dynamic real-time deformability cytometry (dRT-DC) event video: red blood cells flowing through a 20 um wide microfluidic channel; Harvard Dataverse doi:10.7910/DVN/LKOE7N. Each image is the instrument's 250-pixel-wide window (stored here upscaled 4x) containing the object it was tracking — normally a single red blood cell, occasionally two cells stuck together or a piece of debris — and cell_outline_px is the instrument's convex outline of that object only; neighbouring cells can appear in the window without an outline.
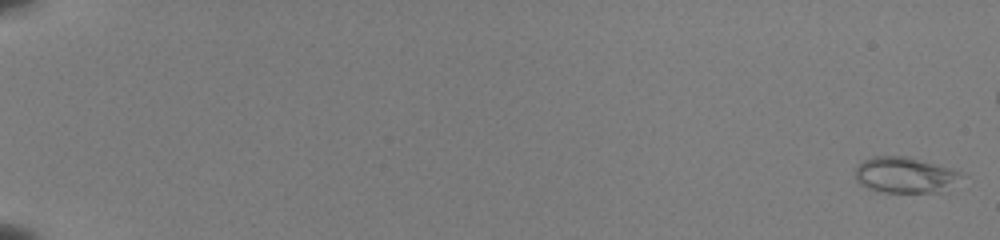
{"species": "common noctule bat (a hibernating species)", "species_latin": "Nyctalus noctula", "temperature_condition": "room temperature", "stored_images_in_passage": 50, "camera_frame_rate_fps": 3000, "um_per_image_px": 0.085, "animal": {"sex": "female", "body_mass_g": 22.0, "forearm_length_mm": 56.7}, "frame": {"image": 1, "passage_image": 1, "time_ms": 0.0, "image_size_px": [1000, 240], "cell_outline_px": [[968, 176], [936, 192], [876, 192], [860, 184], [856, 180], [856, 168], [864, 160], [872, 156], [908, 156], [956, 168]], "centroid_in_image_um": [76.97, 14.85], "position_along_channel_um": 8.0, "area_um2": 22.48}}
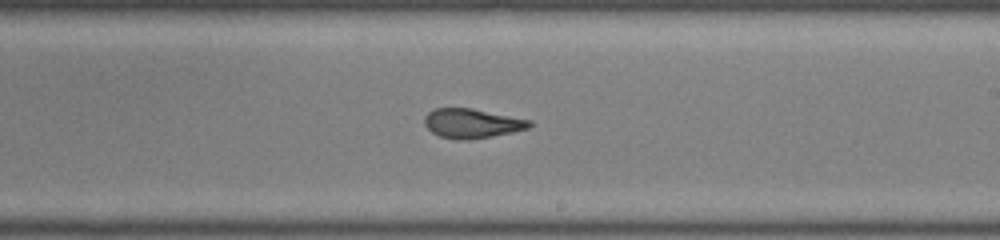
{"frame": {"image": 2, "passage_image": 35, "time_ms": 11.333, "image_size_px": [1000, 240], "cell_outline_px": [[532, 124], [528, 128], [512, 132], [492, 136], [468, 140], [460, 140], [440, 136], [432, 132], [424, 124], [424, 116], [432, 108], [472, 108], [532, 120]], "centroid_in_image_um": [40.1, 10.48], "position_along_channel_um": 248.9, "area_um2": 18.03}}
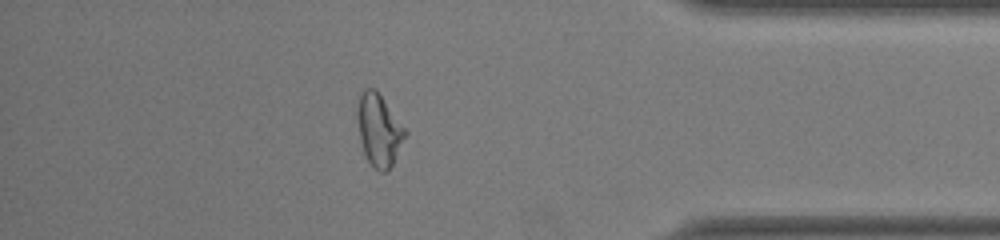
{"frame": {"image": 3, "passage_image": 48, "time_ms": 15.667, "image_size_px": [1000, 240], "cell_outline_px": [[408, 132], [392, 164], [384, 172], [380, 172], [368, 160], [364, 152], [360, 140], [356, 120], [356, 104], [364, 88], [376, 88]], "centroid_in_image_um": [32.19, 10.99], "position_along_channel_um": 403.0, "area_um2": 20.06}}